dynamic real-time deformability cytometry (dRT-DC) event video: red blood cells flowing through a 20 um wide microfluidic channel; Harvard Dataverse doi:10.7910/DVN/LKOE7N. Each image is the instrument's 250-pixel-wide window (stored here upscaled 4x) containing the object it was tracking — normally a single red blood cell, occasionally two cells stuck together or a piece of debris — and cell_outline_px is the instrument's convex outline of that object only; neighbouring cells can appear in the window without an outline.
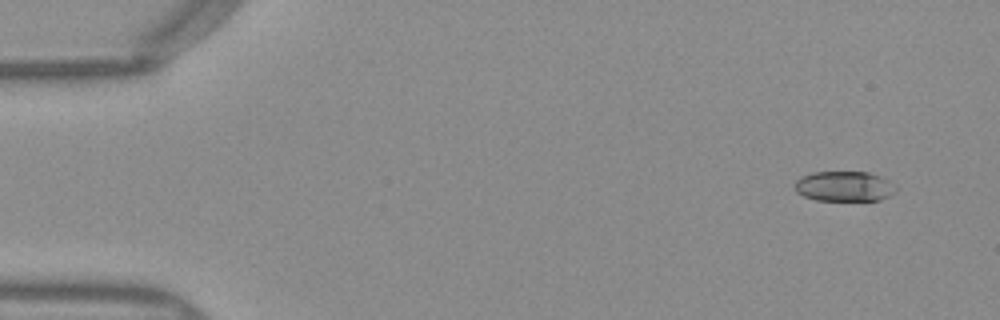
{"species": "Egyptian fruit bat (a non-hibernating species)", "species_latin": "Rousettus aegyptiacus", "temperature_condition": "warm", "stored_images_in_passage": 51, "camera_frame_rate_fps": 3000, "um_per_image_px": 0.085, "frame": {"image": 1, "passage_image": 4, "time_ms": 1.0, "image_size_px": [1000, 320], "cell_outline_px": [[896, 192], [880, 200], [816, 200], [804, 196], [796, 192], [796, 180], [800, 176], [812, 172], [868, 172], [880, 176], [888, 180], [896, 188]], "centroid_in_image_um": [71.75, 15.83], "position_along_channel_um": 13.2, "area_um2": 17.69}}
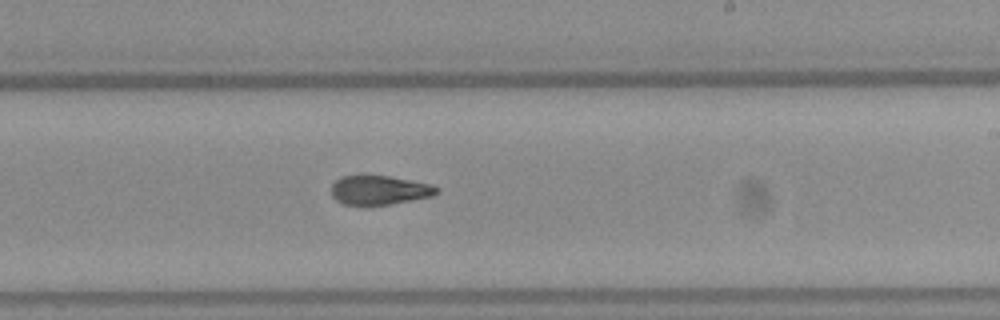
{"frame": {"image": 2, "passage_image": 31, "time_ms": 10.0, "image_size_px": [1000, 320], "cell_outline_px": [[440, 192], [432, 196], [388, 204], [344, 204], [336, 200], [332, 196], [332, 184], [340, 176], [388, 176], [432, 184], [440, 188]], "centroid_in_image_um": [32.27, 16.15], "position_along_channel_um": 256.7, "area_um2": 17.63}}
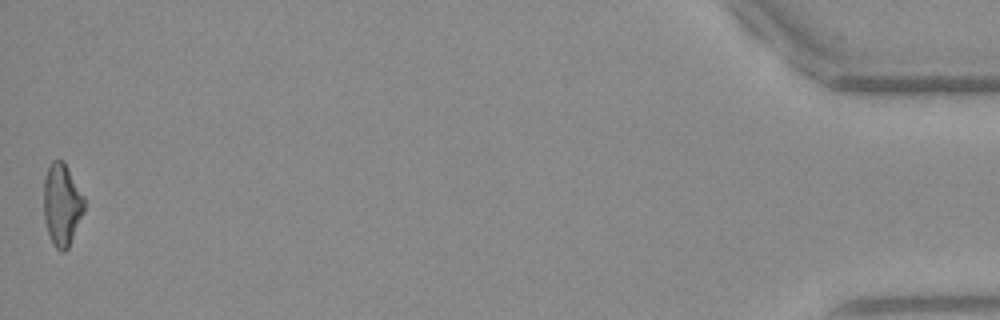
{"frame": {"image": 3, "passage_image": 51, "time_ms": 16.667, "image_size_px": [1000, 320], "cell_outline_px": [[84, 212], [68, 248], [64, 252], [60, 252], [52, 244], [44, 220], [44, 180], [48, 168], [52, 160], [64, 160], [84, 196]], "centroid_in_image_um": [5.26, 17.39], "position_along_channel_um": 429.9, "area_um2": 19.48}, "authors_computed_cell_mechanics": {"area_um2": 18.8428, "velocity_mm_per_s": 4.0253, "shape_relaxation_time_tau1_ms": 6.3498, "shape_relaxation_time_tau2_ms": 3.3981, "deformation_change_tau1": 0.1947, "deformation_change_tau2": 0.1215}}